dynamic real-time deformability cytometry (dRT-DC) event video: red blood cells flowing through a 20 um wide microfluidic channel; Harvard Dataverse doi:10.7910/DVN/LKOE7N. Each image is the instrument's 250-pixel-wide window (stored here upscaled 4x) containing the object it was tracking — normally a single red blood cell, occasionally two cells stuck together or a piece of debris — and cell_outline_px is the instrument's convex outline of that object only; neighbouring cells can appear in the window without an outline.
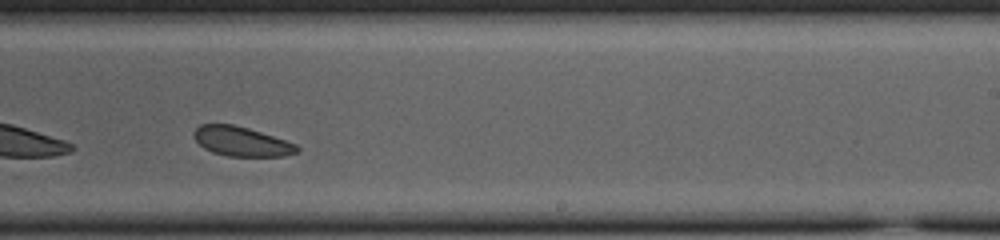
{"species": "common noctule bat (a hibernating species)", "species_latin": "Nyctalus noctula", "temperature_condition": "cold", "stored_images_in_passage": 32, "camera_frame_rate_fps": 3000, "um_per_image_px": 0.085, "animal": {"sex": "female", "body_mass_g": 23.0, "forearm_length_mm": 53.4}, "frame": {"image": 1, "passage_image": 23, "time_ms": 7.333, "image_size_px": [1000, 240], "cell_outline_px": [[300, 148], [296, 152], [284, 156], [228, 156], [212, 152], [204, 148], [196, 140], [192, 132], [200, 124], [232, 124], [248, 128], [296, 144]], "centroid_in_image_um": [20.49, 12.02], "position_along_channel_um": 268.5, "area_um2": 17.51}, "authors_computed_cell_mechanics": {"area_um2": 18.4671, "velocity_mm_per_s": 3.7157, "shape_relaxation_time_tau1_ms": null, "shape_relaxation_time_tau2_ms": 4.6282, "deformation_change_tau1": null, "deformation_change_tau2": 0.0733}}